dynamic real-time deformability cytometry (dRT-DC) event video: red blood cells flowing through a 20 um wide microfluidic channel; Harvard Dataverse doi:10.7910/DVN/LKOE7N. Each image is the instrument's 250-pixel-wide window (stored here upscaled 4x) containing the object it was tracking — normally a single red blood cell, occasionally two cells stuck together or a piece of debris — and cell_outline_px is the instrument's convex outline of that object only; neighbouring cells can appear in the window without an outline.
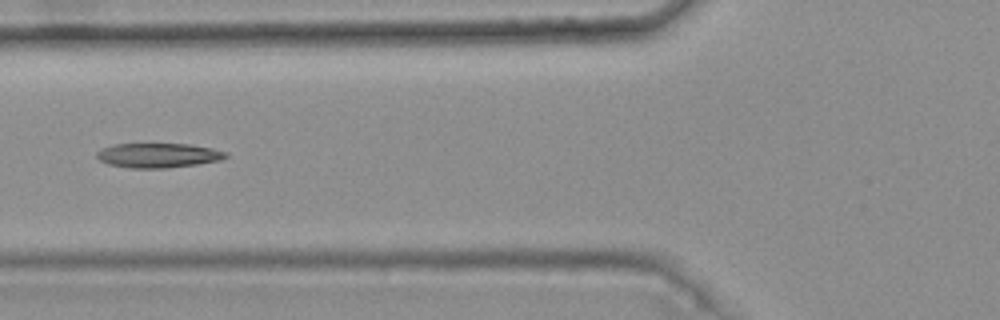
{"species": "common noctule bat (a hibernating species)", "species_latin": "Nyctalus noctula", "temperature_condition": "warm", "stored_images_in_passage": 6, "camera_frame_rate_fps": 3000, "um_per_image_px": 0.085, "animal": {"sex": "female", "body_mass_g": 25.1}, "frame": {"image": 1, "passage_image": 6, "time_ms": 1.667, "image_size_px": [1000, 320], "cell_outline_px": [[228, 156], [220, 160], [196, 164], [168, 168], [132, 168], [108, 164], [100, 160], [96, 156], [96, 152], [100, 148], [116, 144], [192, 144], [212, 148], [228, 152]], "centroid_in_image_um": [13.45, 13.2], "position_along_channel_um": 112.3, "area_um2": 18.5}}